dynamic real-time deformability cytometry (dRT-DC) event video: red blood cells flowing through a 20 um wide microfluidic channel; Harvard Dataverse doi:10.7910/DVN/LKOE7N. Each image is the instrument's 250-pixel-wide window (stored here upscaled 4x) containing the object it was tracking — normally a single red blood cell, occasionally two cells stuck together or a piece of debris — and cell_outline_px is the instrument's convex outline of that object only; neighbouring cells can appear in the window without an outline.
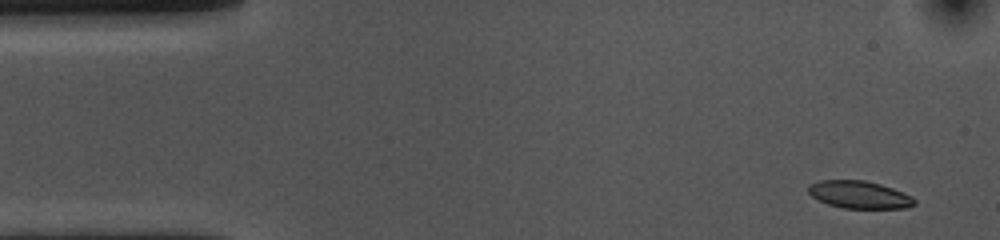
{"species": "common noctule bat (a hibernating species)", "species_latin": "Nyctalus noctula", "temperature_condition": "cold", "stored_images_in_passage": 53, "camera_frame_rate_fps": 3000, "um_per_image_px": 0.085, "animal": {"sex": "female", "body_mass_g": 10.0, "forearm_length_mm": 53.1}, "frame": {"image": 1, "passage_image": 1, "time_ms": 0.0, "image_size_px": [1000, 240], "cell_outline_px": [[916, 204], [908, 208], [844, 208], [828, 204], [812, 196], [808, 192], [808, 184], [820, 180], [864, 180], [880, 184], [904, 192], [912, 196], [916, 200]], "centroid_in_image_um": [73.06, 16.54], "position_along_channel_um": 11.9, "area_um2": 17.05}}
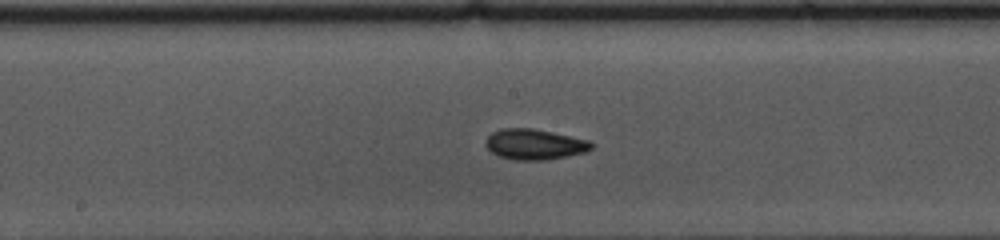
{"frame": {"image": 2, "passage_image": 25, "time_ms": 8.0, "image_size_px": [1000, 240], "cell_outline_px": [[592, 148], [588, 152], [544, 160], [516, 160], [500, 156], [492, 152], [484, 144], [488, 136], [492, 132], [500, 128], [532, 128], [552, 132], [588, 140], [592, 144]], "centroid_in_image_um": [45.42, 12.26], "position_along_channel_um": 202.8, "area_um2": 18.73}}
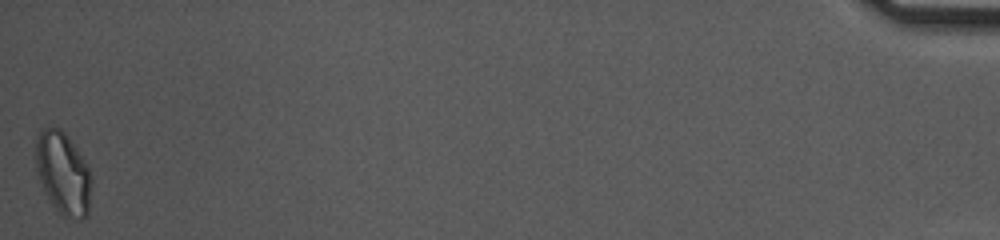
{"frame": {"image": 3, "passage_image": 53, "time_ms": 17.333, "image_size_px": [1000, 240], "cell_outline_px": [[92, 184], [88, 216], [80, 220], [64, 216], [52, 204], [36, 172], [36, 136], [44, 128], [60, 128], [68, 136], [84, 160], [92, 176]], "centroid_in_image_um": [5.39, 14.74], "position_along_channel_um": 429.8, "area_um2": 26.65}, "authors_computed_cell_mechanics": {"area_um2": 18.2648, "velocity_mm_per_s": 3.5417, "shape_relaxation_time_tau1_ms": 2.8706, "shape_relaxation_time_tau2_ms": 2.3482, "deformation_change_tau1": 0.1105, "deformation_change_tau2": 0.0736}}